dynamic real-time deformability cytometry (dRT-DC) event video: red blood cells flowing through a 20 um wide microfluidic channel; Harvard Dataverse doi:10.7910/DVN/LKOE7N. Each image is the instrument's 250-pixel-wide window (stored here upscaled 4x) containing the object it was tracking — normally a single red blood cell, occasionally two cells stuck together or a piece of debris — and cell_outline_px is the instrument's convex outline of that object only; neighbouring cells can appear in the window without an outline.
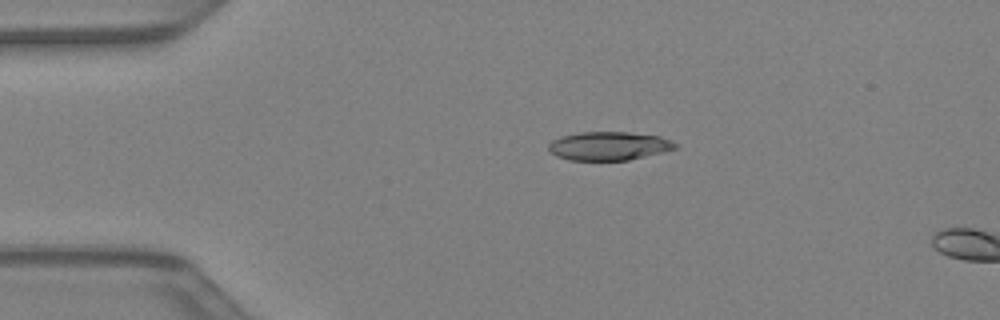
{"species": "Egyptian fruit bat (a non-hibernating species)", "species_latin": "Rousettus aegyptiacus", "temperature_condition": "warm", "stored_images_in_passage": 12, "camera_frame_rate_fps": 3000, "um_per_image_px": 0.085, "animal": {"sex": "female"}, "frame": {"image": 1, "passage_image": 9, "time_ms": 2.667, "image_size_px": [1000, 320], "cell_outline_px": [[676, 148], [628, 160], [568, 160], [556, 156], [548, 148], [548, 144], [552, 140], [560, 136], [580, 132], [628, 132], [660, 136], [672, 140], [676, 144]], "centroid_in_image_um": [51.71, 12.4], "position_along_channel_um": 33.3, "area_um2": 20.98}}